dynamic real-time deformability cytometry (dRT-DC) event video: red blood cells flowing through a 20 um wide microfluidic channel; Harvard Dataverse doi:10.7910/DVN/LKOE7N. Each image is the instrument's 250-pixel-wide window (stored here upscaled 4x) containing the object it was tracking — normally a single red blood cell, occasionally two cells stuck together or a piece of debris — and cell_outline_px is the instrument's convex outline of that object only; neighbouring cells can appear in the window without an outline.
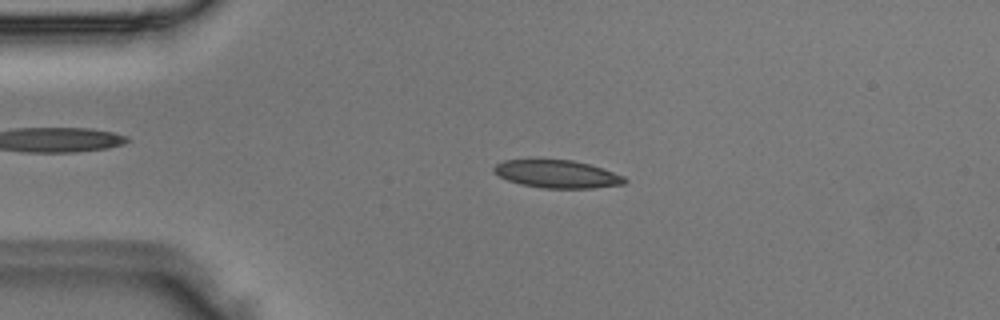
{"species": "Egyptian fruit bat (a non-hibernating species)", "species_latin": "Rousettus aegyptiacus", "temperature_condition": "room temperature", "stored_images_in_passage": 47, "camera_frame_rate_fps": 3000, "um_per_image_px": 0.085, "animal": {"sex": "male"}, "frame": {"image": 1, "passage_image": 10, "time_ms": 3.0, "image_size_px": [1000, 320], "cell_outline_px": [[628, 180], [624, 184], [592, 188], [544, 188], [520, 184], [508, 180], [500, 176], [492, 168], [496, 164], [504, 160], [572, 160], [588, 164], [624, 176]], "centroid_in_image_um": [47.36, 14.8], "position_along_channel_um": 37.6, "area_um2": 20.87}}
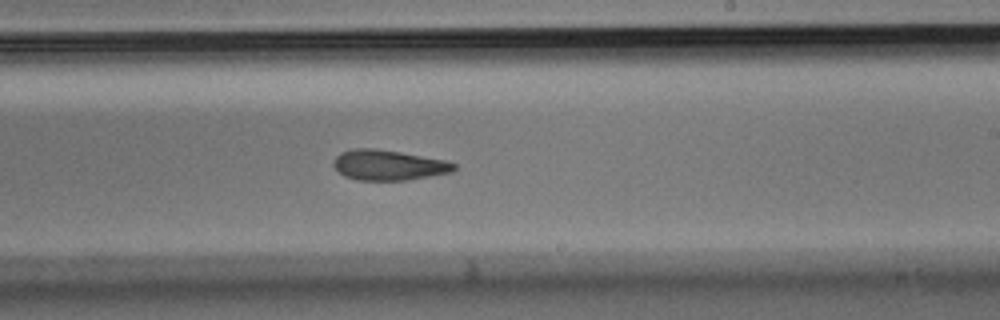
{"frame": {"image": 2, "passage_image": 28, "time_ms": 9.0, "image_size_px": [1000, 320], "cell_outline_px": [[456, 168], [452, 172], [408, 180], [356, 180], [344, 176], [332, 164], [332, 160], [340, 152], [356, 148], [376, 148], [448, 160], [456, 164]], "centroid_in_image_um": [33.03, 14.03], "position_along_channel_um": 256.0, "area_um2": 21.44}}
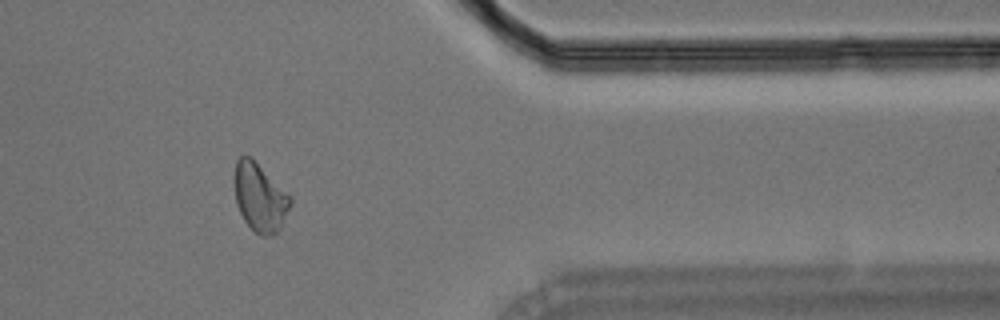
{"frame": {"image": 3, "passage_image": 39, "time_ms": 12.667, "image_size_px": [1000, 320], "cell_outline_px": [[292, 200], [280, 228], [276, 232], [264, 236], [260, 236], [244, 220], [236, 204], [236, 160], [240, 156], [252, 156], [292, 196]], "centroid_in_image_um": [22.11, 16.74], "position_along_channel_um": 389.3, "area_um2": 21.96}}